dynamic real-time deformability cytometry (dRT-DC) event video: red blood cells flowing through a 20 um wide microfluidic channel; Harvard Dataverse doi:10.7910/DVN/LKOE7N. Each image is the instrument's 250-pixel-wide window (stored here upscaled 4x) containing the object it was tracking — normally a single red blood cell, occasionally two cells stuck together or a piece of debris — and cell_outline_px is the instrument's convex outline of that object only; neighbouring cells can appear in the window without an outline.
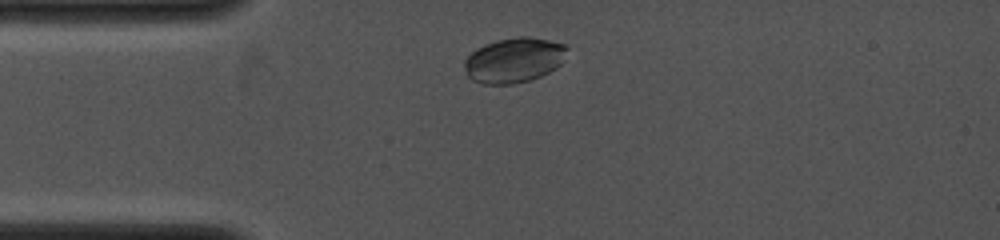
{"species": "common noctule bat (a hibernating species)", "species_latin": "Nyctalus noctula", "temperature_condition": "cold", "stored_images_in_passage": 41, "camera_frame_rate_fps": 4000, "um_per_image_px": 0.085, "animal": {"sex": "female", "body_mass_g": 19.0, "forearm_length_mm": 53.3}, "frame": {"image": 1, "passage_image": 4, "time_ms": 0.75, "image_size_px": [1000, 240], "cell_outline_px": [[568, 48], [564, 60], [556, 68], [540, 76], [528, 80], [512, 84], [484, 84], [472, 80], [468, 76], [464, 68], [464, 60], [476, 48], [484, 44], [496, 40], [520, 36], [528, 36], [568, 44]], "centroid_in_image_um": [43.7, 5.1], "position_along_channel_um": 41.3, "area_um2": 27.05}}
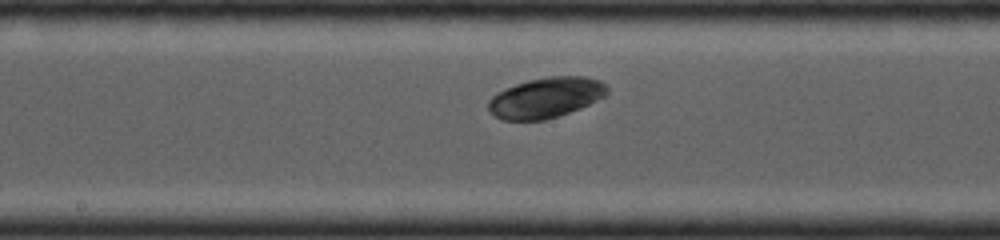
{"frame": {"image": 2, "passage_image": 20, "time_ms": 4.75, "image_size_px": [1000, 240], "cell_outline_px": [[608, 92], [604, 96], [580, 108], [544, 120], [500, 120], [488, 112], [488, 100], [496, 92], [504, 88], [528, 80], [548, 76], [588, 76], [600, 80], [608, 88]], "centroid_in_image_um": [46.35, 8.29], "position_along_channel_um": 201.9, "area_um2": 28.09}}
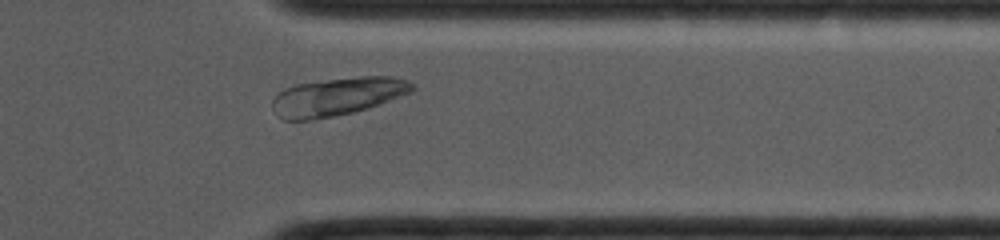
{"frame": {"image": 3, "passage_image": 36, "time_ms": 8.75, "image_size_px": [1000, 240], "cell_outline_px": [[416, 88], [412, 92], [368, 108], [352, 112], [312, 120], [284, 120], [276, 116], [272, 104], [272, 100], [284, 88], [296, 84], [360, 76], [392, 76], [408, 80], [416, 84]], "centroid_in_image_um": [28.71, 8.2], "position_along_channel_um": 382.7, "area_um2": 30.98}}